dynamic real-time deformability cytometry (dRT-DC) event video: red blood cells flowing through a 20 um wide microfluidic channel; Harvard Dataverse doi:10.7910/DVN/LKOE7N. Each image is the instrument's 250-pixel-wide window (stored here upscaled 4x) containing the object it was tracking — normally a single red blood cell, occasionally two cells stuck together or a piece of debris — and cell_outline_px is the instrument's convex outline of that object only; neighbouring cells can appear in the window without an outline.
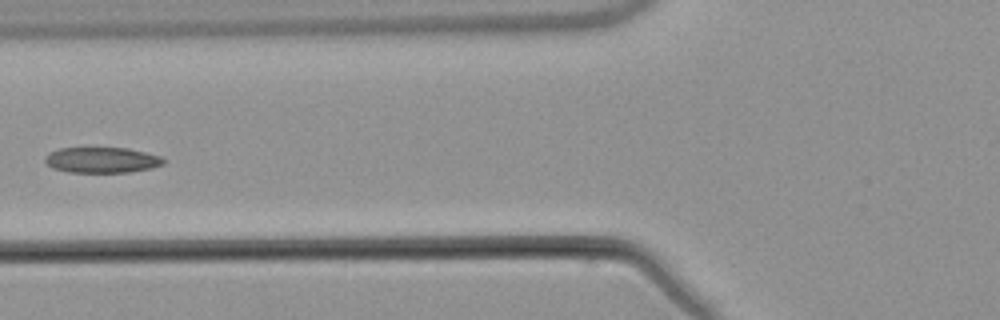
{"species": "common noctule bat (a hibernating species)", "species_latin": "Nyctalus noctula", "temperature_condition": "warm", "stored_images_in_passage": 6, "camera_frame_rate_fps": 3000, "um_per_image_px": 0.085, "animal": {"sex": "male", "body_mass_g": 21.5, "forearm_length_mm": 52.0}, "frame": {"image": 1, "passage_image": 5, "time_ms": 5.667, "image_size_px": [1000, 320], "cell_outline_px": [[164, 164], [152, 168], [132, 172], [68, 172], [52, 168], [44, 160], [44, 156], [48, 152], [60, 148], [128, 148], [160, 156], [164, 160]], "centroid_in_image_um": [8.63, 13.6], "position_along_channel_um": 117.2, "area_um2": 17.74}}
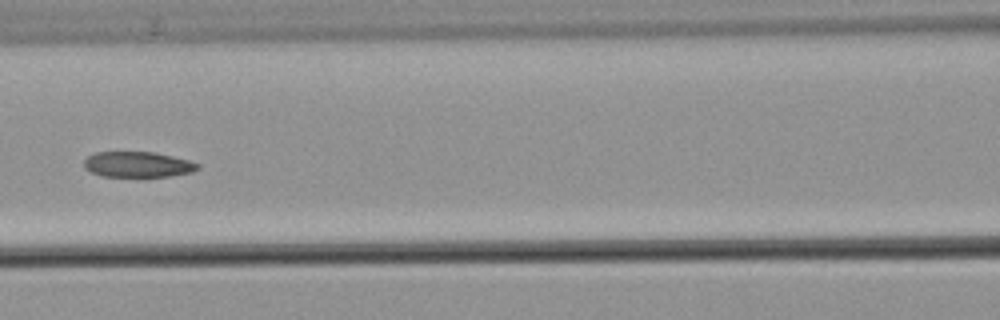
{"frame": {"image": 2, "passage_image": 6, "time_ms": 6.667, "image_size_px": [1000, 320], "cell_outline_px": [[200, 168], [192, 172], [168, 176], [100, 176], [84, 168], [84, 160], [88, 156], [96, 152], [152, 152], [172, 156], [188, 160], [200, 164]], "centroid_in_image_um": [11.7, 13.98], "position_along_channel_um": 154.9, "area_um2": 16.82}}